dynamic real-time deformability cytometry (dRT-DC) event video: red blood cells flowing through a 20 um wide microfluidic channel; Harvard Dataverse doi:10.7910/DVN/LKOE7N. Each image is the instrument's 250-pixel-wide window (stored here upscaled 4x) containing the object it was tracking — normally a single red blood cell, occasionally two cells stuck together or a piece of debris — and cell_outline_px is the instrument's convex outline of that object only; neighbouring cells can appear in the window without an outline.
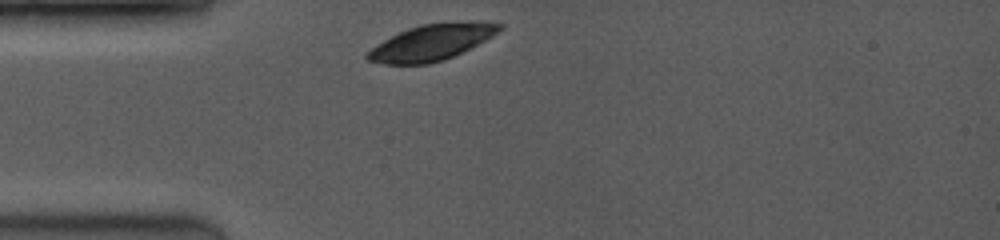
{"species": "common noctule bat (a hibernating species)", "species_latin": "Nyctalus noctula", "temperature_condition": "room temperature", "stored_images_in_passage": 3, "camera_frame_rate_fps": 3500, "um_per_image_px": 0.085, "animal": {"sex": "female", "body_mass_g": 19.0, "forearm_length_mm": 53.3}, "frame": {"image": 1, "passage_image": 1, "time_ms": 0.0, "image_size_px": [1000, 240], "cell_outline_px": [[504, 28], [492, 36], [452, 56], [428, 64], [384, 64], [368, 60], [364, 56], [376, 44], [408, 28], [420, 24], [476, 20], [504, 24]], "centroid_in_image_um": [36.7, 3.57], "position_along_channel_um": 48.3, "area_um2": 27.4}}